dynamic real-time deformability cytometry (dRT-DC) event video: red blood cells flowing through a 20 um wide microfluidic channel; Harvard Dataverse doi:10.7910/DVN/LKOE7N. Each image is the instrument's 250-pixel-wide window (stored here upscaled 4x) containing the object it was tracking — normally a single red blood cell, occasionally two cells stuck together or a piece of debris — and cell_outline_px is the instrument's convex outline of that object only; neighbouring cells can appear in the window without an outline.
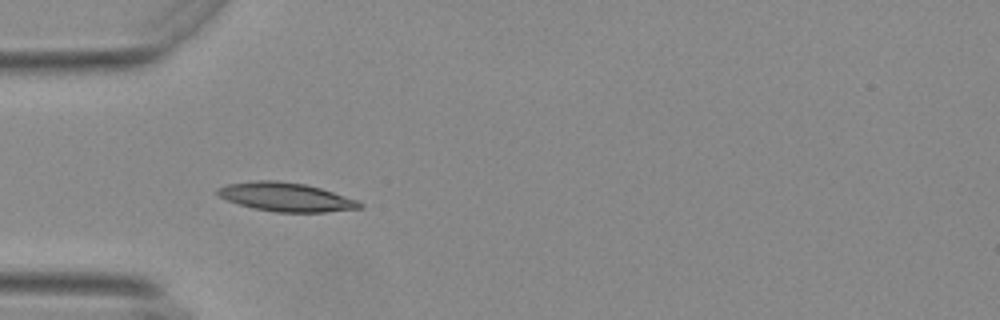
{"species": "Egyptian fruit bat (a non-hibernating species)", "species_latin": "Rousettus aegyptiacus", "temperature_condition": "warm", "stored_images_in_passage": 25, "camera_frame_rate_fps": 3000, "um_per_image_px": 0.085, "animal": {"sex": "female"}, "frame": {"image": 1, "passage_image": 1, "time_ms": 0.0, "image_size_px": [1000, 320], "cell_outline_px": [[364, 208], [324, 212], [276, 212], [252, 208], [228, 200], [220, 196], [216, 192], [216, 188], [228, 184], [256, 180], [276, 180], [304, 184], [320, 188], [356, 200], [364, 204]], "centroid_in_image_um": [24.31, 16.75], "position_along_channel_um": 60.7, "area_um2": 23.64}}
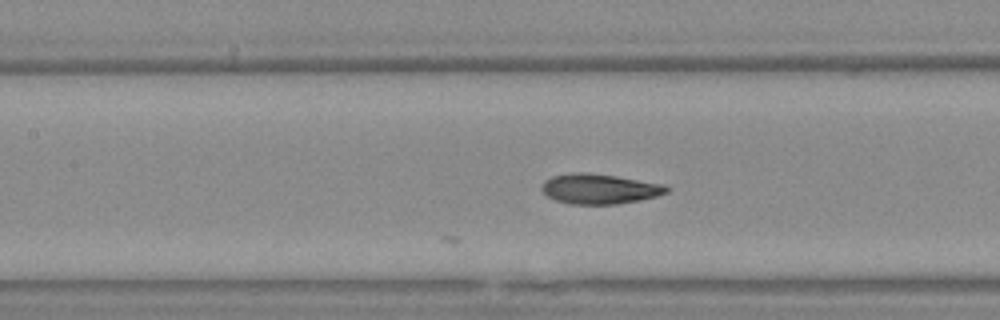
{"frame": {"image": 2, "passage_image": 9, "time_ms": 2.667, "image_size_px": [1000, 320], "cell_outline_px": [[668, 192], [656, 196], [640, 200], [616, 204], [568, 204], [556, 200], [548, 196], [540, 188], [544, 180], [552, 176], [572, 172], [584, 172], [616, 176], [660, 184], [668, 188]], "centroid_in_image_um": [50.89, 16.05], "position_along_channel_um": 156.5, "area_um2": 21.68}}
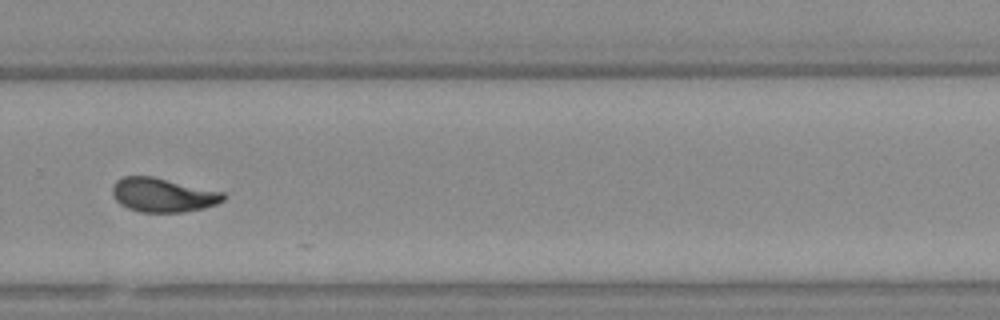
{"frame": {"image": 3, "passage_image": 22, "time_ms": 7.0, "image_size_px": [1000, 320], "cell_outline_px": [[224, 200], [216, 204], [204, 208], [184, 212], [140, 212], [128, 208], [120, 204], [112, 196], [112, 188], [116, 180], [124, 176], [152, 176], [224, 192]], "centroid_in_image_um": [13.83, 16.57], "position_along_channel_um": 316.0, "area_um2": 22.02}}